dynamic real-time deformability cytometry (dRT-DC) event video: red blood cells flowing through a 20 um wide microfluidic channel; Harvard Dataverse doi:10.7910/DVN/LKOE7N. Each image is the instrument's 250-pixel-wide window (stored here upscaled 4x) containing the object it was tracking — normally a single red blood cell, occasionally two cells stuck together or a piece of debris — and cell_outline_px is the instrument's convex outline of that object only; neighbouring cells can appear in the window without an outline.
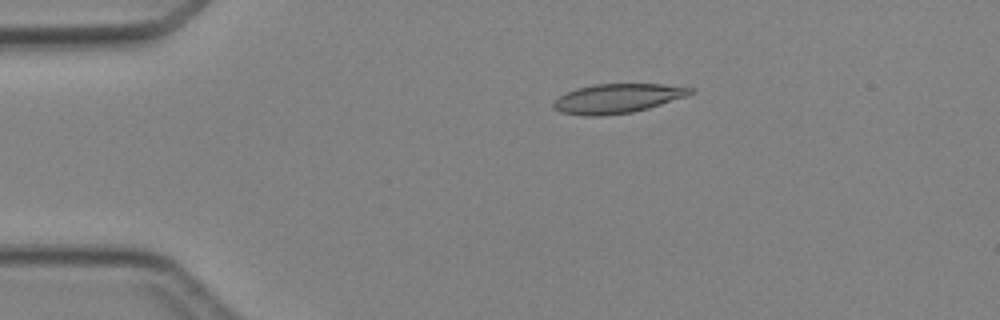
{"species": "Egyptian fruit bat (a non-hibernating species)", "species_latin": "Rousettus aegyptiacus", "temperature_condition": "cold", "stored_images_in_passage": 3, "camera_frame_rate_fps": 3000, "um_per_image_px": 0.085, "animal": {"sex": "female"}, "frame": {"image": 1, "passage_image": 2, "time_ms": 2.0, "image_size_px": [1000, 320], "cell_outline_px": [[696, 92], [688, 96], [648, 108], [632, 112], [600, 116], [584, 116], [560, 112], [552, 108], [552, 104], [560, 96], [576, 88], [592, 84], [660, 84], [696, 88]], "centroid_in_image_um": [52.5, 8.37], "position_along_channel_um": 32.5, "area_um2": 23.52}}